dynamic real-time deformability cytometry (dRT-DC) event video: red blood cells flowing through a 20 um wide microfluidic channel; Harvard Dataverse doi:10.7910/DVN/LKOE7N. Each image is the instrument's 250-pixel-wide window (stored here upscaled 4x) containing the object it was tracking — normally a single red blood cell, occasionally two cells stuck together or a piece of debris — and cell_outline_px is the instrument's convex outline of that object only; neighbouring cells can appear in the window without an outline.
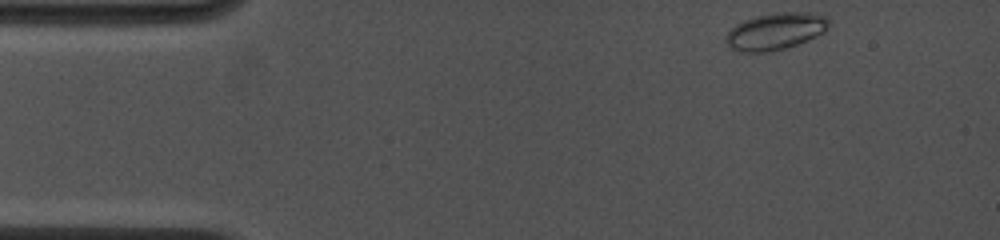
{"species": "common noctule bat (a hibernating species)", "species_latin": "Nyctalus noctula", "temperature_condition": "cold", "stored_images_in_passage": 30, "camera_frame_rate_fps": 4500, "um_per_image_px": 0.085, "animal": {"sex": "female", "body_mass_g": 19.0, "forearm_length_mm": 53.3}, "frame": {"image": 1, "passage_image": 1, "time_ms": 0.0, "image_size_px": [1000, 240], "cell_outline_px": [[828, 28], [824, 32], [796, 44], [772, 52], [740, 52], [728, 48], [724, 40], [724, 36], [736, 24], [744, 20], [756, 16], [776, 12], [816, 12], [828, 16]], "centroid_in_image_um": [65.89, 2.65], "position_along_channel_um": 19.1, "area_um2": 22.37}}
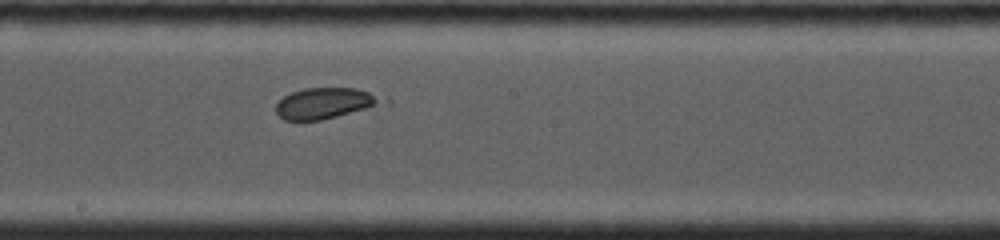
{"frame": {"image": 2, "passage_image": 17, "time_ms": 7.111, "image_size_px": [1000, 240], "cell_outline_px": [[392, 104], [320, 120], [284, 120], [276, 112], [276, 104], [284, 96], [292, 92], [304, 88], [356, 88], [388, 96], [392, 100]], "centroid_in_image_um": [27.86, 8.76], "position_along_channel_um": 220.3, "area_um2": 20.0}}
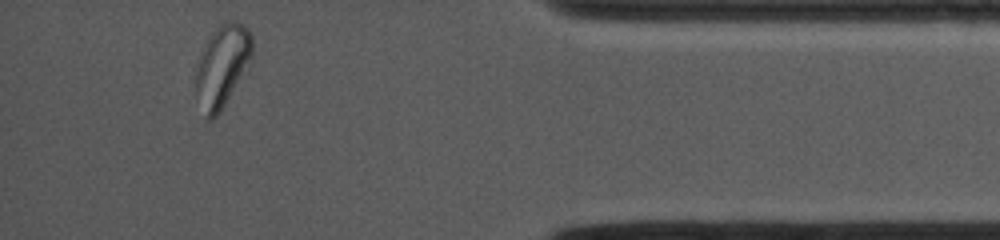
{"frame": {"image": 3, "passage_image": 30, "time_ms": 12.667, "image_size_px": [1000, 240], "cell_outline_px": [[252, 64], [220, 112], [212, 120], [208, 120], [204, 116], [196, 92], [196, 72], [200, 52], [212, 32], [224, 20], [236, 20], [244, 24], [248, 28], [252, 36]], "centroid_in_image_um": [18.93, 5.58], "position_along_channel_um": 416.3, "area_um2": 27.57}, "authors_computed_cell_mechanics": {"area_um2": 20.1433, "velocity_mm_per_s": 3.9921, "shape_relaxation_time_tau1_ms": null, "shape_relaxation_time_tau2_ms": 3.069, "deformation_change_tau1": null, "deformation_change_tau2": 0.0818}}